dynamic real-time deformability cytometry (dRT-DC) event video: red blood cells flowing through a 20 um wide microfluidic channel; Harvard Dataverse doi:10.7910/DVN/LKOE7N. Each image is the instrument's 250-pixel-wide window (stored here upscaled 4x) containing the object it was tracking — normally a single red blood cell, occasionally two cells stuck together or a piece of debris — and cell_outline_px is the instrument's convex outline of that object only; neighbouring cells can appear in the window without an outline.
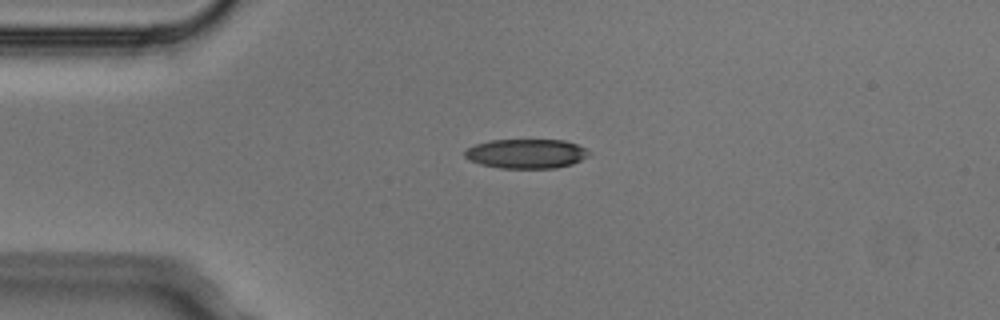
{"species": "Egyptian fruit bat (a non-hibernating species)", "species_latin": "Rousettus aegyptiacus", "temperature_condition": "cold", "stored_images_in_passage": 3, "camera_frame_rate_fps": 3000, "um_per_image_px": 0.085, "animal": {"sex": "male"}, "frame": {"image": 1, "passage_image": 1, "time_ms": 0.0, "image_size_px": [1000, 320], "cell_outline_px": [[592, 152], [588, 156], [572, 164], [556, 168], [500, 168], [480, 164], [464, 156], [464, 152], [468, 148], [476, 144], [492, 140], [564, 140], [576, 144]], "centroid_in_image_um": [44.76, 13.06], "position_along_channel_um": 40.2, "area_um2": 21.15}}
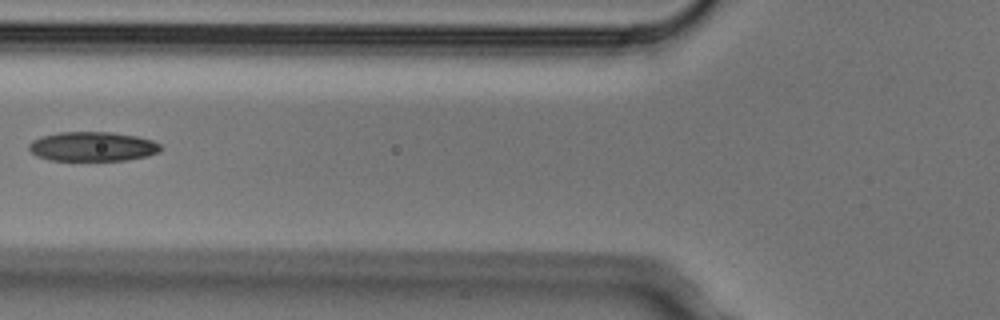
{"frame": {"image": 2, "passage_image": 3, "time_ms": 0.667, "image_size_px": [1000, 320], "cell_outline_px": [[164, 148], [160, 152], [148, 156], [128, 160], [48, 160], [36, 156], [28, 148], [28, 144], [32, 140], [40, 136], [60, 132], [112, 132], [136, 136], [152, 140], [160, 144]], "centroid_in_image_um": [7.88, 12.45], "position_along_channel_um": 117.9, "area_um2": 22.83}}